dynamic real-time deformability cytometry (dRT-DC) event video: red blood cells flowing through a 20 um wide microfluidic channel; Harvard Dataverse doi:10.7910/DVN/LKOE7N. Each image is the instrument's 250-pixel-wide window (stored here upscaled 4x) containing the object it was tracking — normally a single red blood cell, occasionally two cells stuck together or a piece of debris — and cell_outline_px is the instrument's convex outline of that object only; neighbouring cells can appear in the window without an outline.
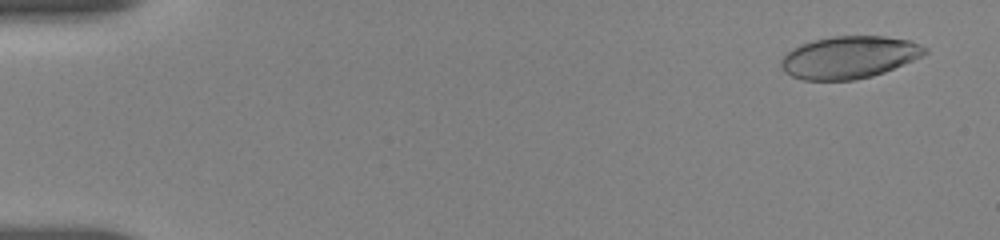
{"species": "human", "species_latin": "Homo sapiens", "temperature_condition": "room temperature", "stored_images_in_passage": 55, "camera_frame_rate_fps": 3000, "um_per_image_px": 0.085, "donor": {"sex": "female"}, "frame": {"image": 1, "passage_image": 3, "time_ms": 0.667, "image_size_px": [1000, 240], "cell_outline_px": [[928, 52], [924, 56], [884, 72], [872, 76], [852, 80], [804, 80], [792, 76], [784, 72], [780, 64], [780, 60], [784, 52], [800, 44], [812, 40], [832, 36], [884, 36], [912, 40], [928, 48]], "centroid_in_image_um": [72.17, 4.86], "position_along_channel_um": 12.8, "area_um2": 35.89}}
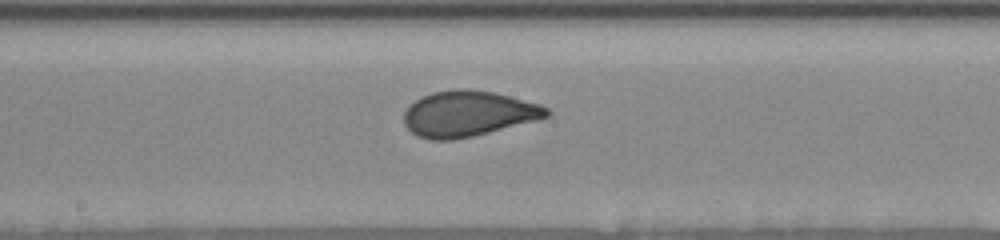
{"frame": {"image": 2, "passage_image": 30, "time_ms": 9.667, "image_size_px": [1000, 240], "cell_outline_px": [[552, 112], [548, 116], [488, 132], [472, 136], [452, 140], [428, 140], [416, 136], [404, 124], [404, 112], [408, 104], [432, 92], [452, 88], [468, 88], [492, 92], [540, 104], [548, 108]], "centroid_in_image_um": [39.73, 9.65], "position_along_channel_um": 208.5, "area_um2": 37.8}}
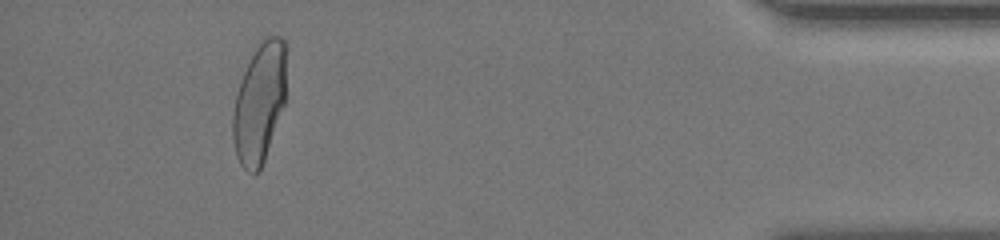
{"frame": {"image": 3, "passage_image": 51, "time_ms": 16.667, "image_size_px": [1000, 240], "cell_outline_px": [[284, 104], [260, 172], [252, 172], [244, 168], [240, 164], [236, 156], [232, 140], [232, 112], [236, 92], [240, 80], [256, 48], [264, 36], [280, 36], [284, 40]], "centroid_in_image_um": [22.0, 8.79], "position_along_channel_um": 413.2, "area_um2": 36.88}, "authors_computed_cell_mechanics": {"area_um2": 37.2232, "velocity_mm_per_s": 3.6766, "shape_relaxation_time_tau1_ms": 8.8911, "shape_relaxation_time_tau2_ms": null, "deformation_change_tau1": 0.2322, "deformation_change_tau2": null}}